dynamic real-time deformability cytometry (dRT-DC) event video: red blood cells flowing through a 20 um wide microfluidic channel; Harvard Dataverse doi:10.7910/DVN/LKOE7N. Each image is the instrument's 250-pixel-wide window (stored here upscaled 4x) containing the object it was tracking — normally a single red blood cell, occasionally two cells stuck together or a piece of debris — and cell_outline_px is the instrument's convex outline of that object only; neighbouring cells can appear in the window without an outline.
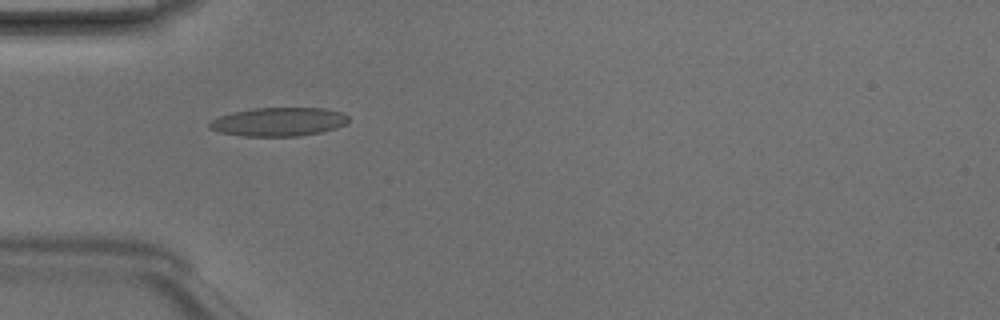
{"species": "Egyptian fruit bat (a non-hibernating species)", "species_latin": "Rousettus aegyptiacus", "temperature_condition": "room temperature", "stored_images_in_passage": 7, "camera_frame_rate_fps": 3000, "um_per_image_px": 0.085, "animal": {"sex": "male"}, "frame": {"image": 1, "passage_image": 5, "time_ms": 1.333, "image_size_px": [1000, 320], "cell_outline_px": [[348, 124], [336, 128], [320, 132], [300, 136], [244, 136], [220, 132], [208, 128], [208, 124], [212, 120], [220, 116], [232, 112], [252, 108], [324, 108], [340, 112], [348, 116]], "centroid_in_image_um": [23.69, 10.35], "position_along_channel_um": 61.3, "area_um2": 23.24}}